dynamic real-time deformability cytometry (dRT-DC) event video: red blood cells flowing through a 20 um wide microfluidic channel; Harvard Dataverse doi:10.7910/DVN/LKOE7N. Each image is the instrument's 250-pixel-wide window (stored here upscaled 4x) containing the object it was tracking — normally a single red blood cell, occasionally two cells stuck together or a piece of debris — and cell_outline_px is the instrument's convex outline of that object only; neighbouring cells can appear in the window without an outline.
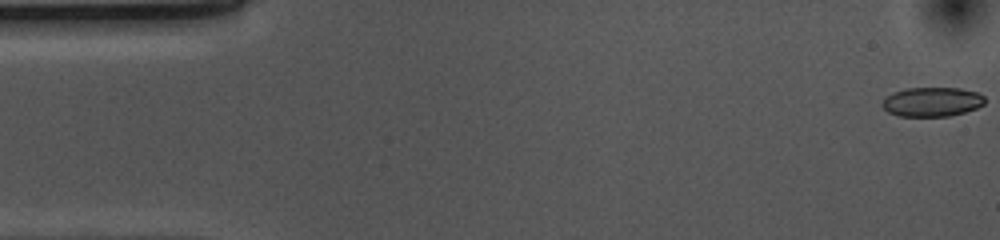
{"species": "common noctule bat (a hibernating species)", "species_latin": "Nyctalus noctula", "temperature_condition": "cold", "stored_images_in_passage": 53, "camera_frame_rate_fps": 3000, "um_per_image_px": 0.085, "animal": {"sex": "female", "body_mass_g": 10.0, "forearm_length_mm": 53.1}, "frame": {"image": 1, "passage_image": 1, "time_ms": 0.0, "image_size_px": [1000, 240], "cell_outline_px": [[984, 104], [976, 108], [964, 112], [948, 116], [900, 116], [888, 112], [880, 104], [892, 92], [904, 88], [960, 88], [976, 92], [984, 96]], "centroid_in_image_um": [79.2, 8.65], "position_along_channel_um": 5.8, "area_um2": 17.46}}
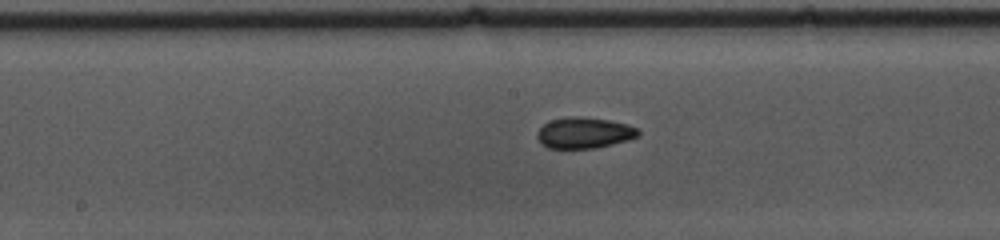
{"frame": {"image": 2, "passage_image": 26, "time_ms": 8.333, "image_size_px": [1000, 240], "cell_outline_px": [[640, 136], [628, 140], [596, 148], [548, 148], [540, 144], [536, 136], [536, 132], [548, 120], [568, 116], [580, 116], [608, 120], [628, 124], [636, 128], [640, 132]], "centroid_in_image_um": [49.63, 11.28], "position_along_channel_um": 198.6, "area_um2": 18.5}}
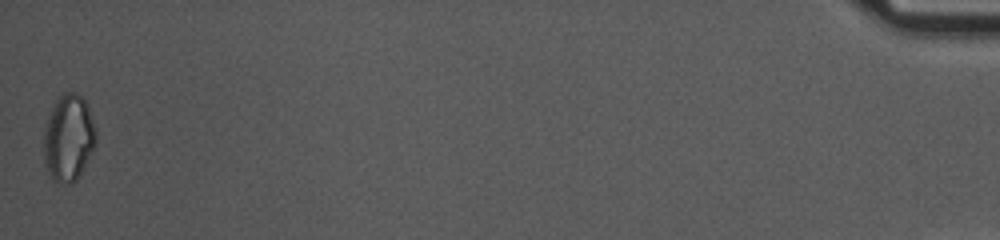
{"frame": {"image": 3, "passage_image": 53, "time_ms": 17.333, "image_size_px": [1000, 240], "cell_outline_px": [[96, 144], [76, 180], [72, 184], [60, 184], [52, 180], [44, 164], [44, 128], [52, 108], [56, 100], [64, 92], [76, 92], [84, 100], [88, 108], [96, 128]], "centroid_in_image_um": [5.81, 11.75], "position_along_channel_um": 429.4, "area_um2": 26.36}, "authors_computed_cell_mechanics": {"area_um2": 18.2648, "velocity_mm_per_s": 3.7104, "shape_relaxation_time_tau1_ms": 4.2583, "shape_relaxation_time_tau2_ms": 3.4841, "deformation_change_tau1": 0.0847, "deformation_change_tau2": 0.0744}}